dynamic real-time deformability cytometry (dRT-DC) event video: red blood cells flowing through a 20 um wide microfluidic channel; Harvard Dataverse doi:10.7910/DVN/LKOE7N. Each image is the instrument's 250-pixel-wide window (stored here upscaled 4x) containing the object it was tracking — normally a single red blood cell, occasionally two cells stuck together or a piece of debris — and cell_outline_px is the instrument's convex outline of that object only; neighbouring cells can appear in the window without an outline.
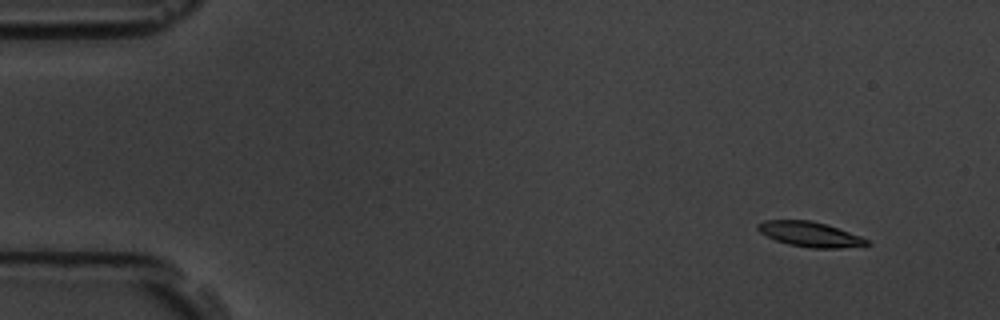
{"species": "common noctule bat (a hibernating species)", "species_latin": "Nyctalus noctula", "temperature_condition": "room temperature", "stored_images_in_passage": 7, "camera_frame_rate_fps": 3000, "um_per_image_px": 0.085, "animal": {"sex": "male", "body_mass_g": 19.5, "forearm_length_mm": 54.6}, "frame": {"image": 1, "passage_image": 1, "time_ms": 0.0, "image_size_px": [1000, 320], "cell_outline_px": [[872, 244], [840, 248], [812, 248], [788, 244], [776, 240], [760, 232], [756, 228], [756, 224], [764, 220], [812, 220], [860, 236], [868, 240]], "centroid_in_image_um": [68.82, 19.91], "position_along_channel_um": 16.2, "area_um2": 15.66}}
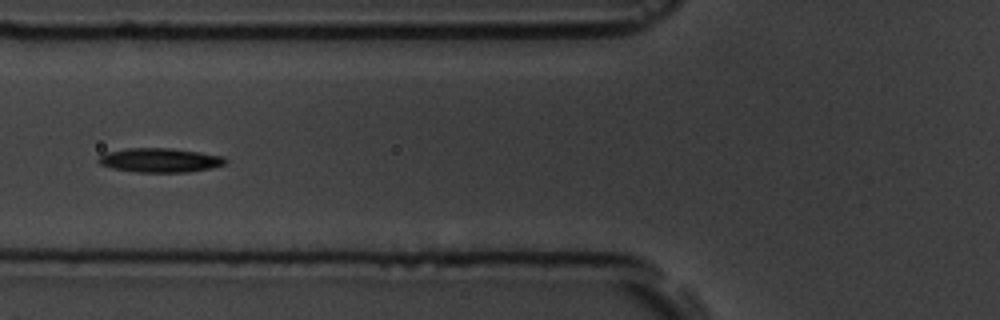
{"frame": {"image": 2, "passage_image": 5, "time_ms": 5.667, "image_size_px": [1000, 320], "cell_outline_px": [[228, 160], [224, 164], [212, 168], [188, 172], [136, 172], [112, 168], [100, 164], [96, 160], [104, 152], [128, 148], [172, 148], [200, 152], [224, 156]], "centroid_in_image_um": [13.59, 13.61], "position_along_channel_um": 112.2, "area_um2": 18.03}}
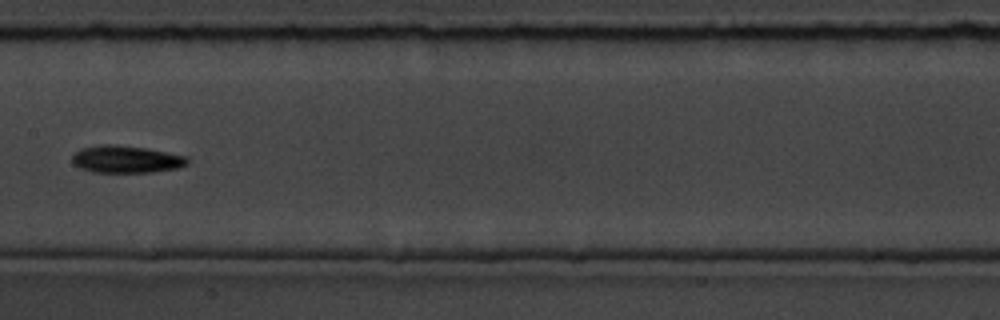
{"frame": {"image": 3, "passage_image": 7, "time_ms": 8.0, "image_size_px": [1000, 320], "cell_outline_px": [[188, 164], [180, 168], [152, 172], [92, 172], [80, 168], [72, 164], [72, 156], [80, 148], [104, 144], [112, 144], [144, 148], [188, 156]], "centroid_in_image_um": [10.72, 13.54], "position_along_channel_um": 196.7, "area_um2": 18.38}}